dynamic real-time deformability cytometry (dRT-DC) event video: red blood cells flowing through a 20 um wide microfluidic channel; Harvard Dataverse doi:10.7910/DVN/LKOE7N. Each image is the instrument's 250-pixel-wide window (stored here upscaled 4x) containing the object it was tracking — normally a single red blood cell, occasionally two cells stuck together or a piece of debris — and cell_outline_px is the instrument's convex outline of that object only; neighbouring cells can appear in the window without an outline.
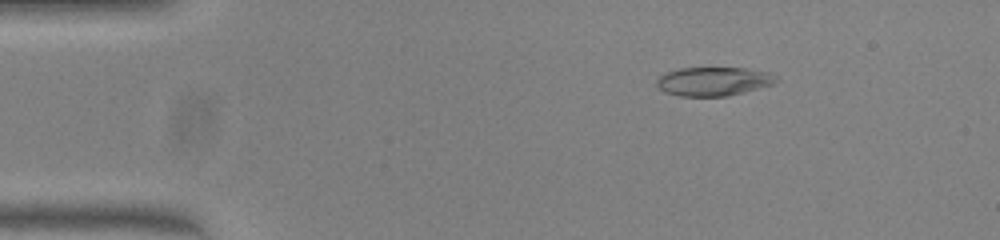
{"species": "common noctule bat (a hibernating species)", "species_latin": "Nyctalus noctula", "temperature_condition": "warm", "stored_images_in_passage": 46, "camera_frame_rate_fps": 3000, "um_per_image_px": 0.085, "animal": {"sex": "female", "body_mass_g": 23.0, "forearm_length_mm": 53.4}, "frame": {"image": 1, "passage_image": 3, "time_ms": 0.667, "image_size_px": [1000, 240], "cell_outline_px": [[780, 80], [772, 84], [744, 92], [724, 96], [680, 96], [664, 92], [656, 84], [656, 80], [664, 72], [680, 68], [744, 68], [768, 72], [776, 76]], "centroid_in_image_um": [60.63, 6.91], "position_along_channel_um": 24.4, "area_um2": 20.0}}
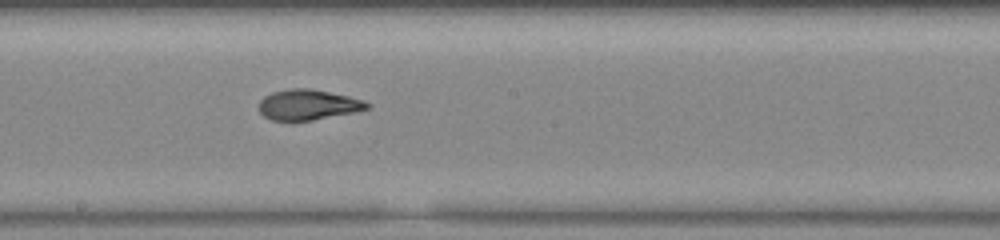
{"frame": {"image": 2, "passage_image": 23, "time_ms": 7.333, "image_size_px": [1000, 240], "cell_outline_px": [[372, 104], [368, 108], [352, 112], [312, 120], [272, 120], [264, 116], [260, 112], [260, 100], [264, 96], [272, 92], [288, 88], [312, 88], [348, 96], [364, 100]], "centroid_in_image_um": [26.18, 8.88], "position_along_channel_um": 222.0, "area_um2": 19.02}}
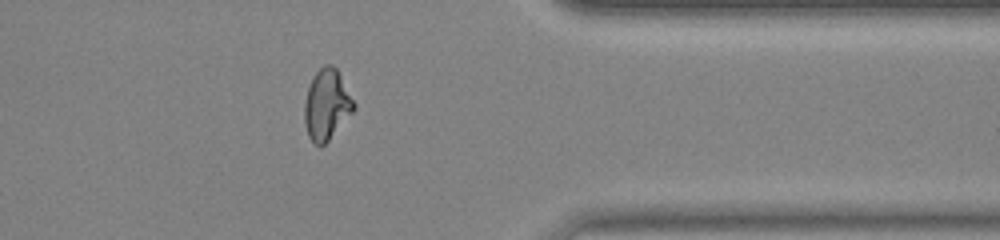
{"frame": {"image": 3, "passage_image": 36, "time_ms": 11.667, "image_size_px": [1000, 240], "cell_outline_px": [[356, 108], [328, 140], [320, 148], [308, 136], [304, 124], [304, 104], [308, 88], [312, 76], [324, 64], [332, 64], [336, 68], [356, 104]], "centroid_in_image_um": [27.76, 8.89], "position_along_channel_um": 383.6, "area_um2": 20.23}, "authors_computed_cell_mechanics": {"area_um2": 19.9988, "velocity_mm_per_s": 4.0453, "shape_relaxation_time_tau1_ms": 9.0366, "shape_relaxation_time_tau2_ms": 1.1637, "deformation_change_tau1": 0.3437, "deformation_change_tau2": 0.0739}}